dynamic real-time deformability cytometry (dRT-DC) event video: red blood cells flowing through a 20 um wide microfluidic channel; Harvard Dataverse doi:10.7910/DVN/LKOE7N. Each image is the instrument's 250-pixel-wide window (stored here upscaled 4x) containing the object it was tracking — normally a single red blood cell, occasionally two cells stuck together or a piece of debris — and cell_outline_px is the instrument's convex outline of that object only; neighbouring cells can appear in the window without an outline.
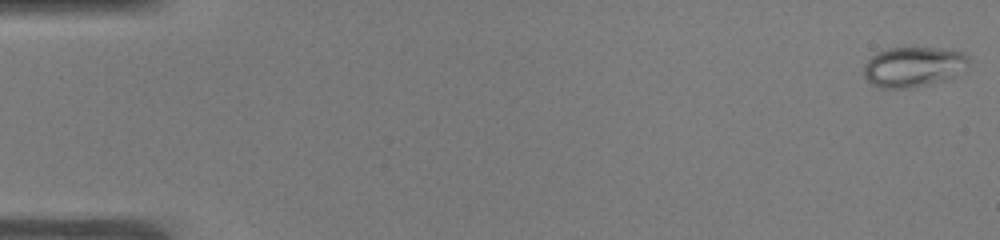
{"species": "common noctule bat (a hibernating species)", "species_latin": "Nyctalus noctula", "temperature_condition": "warm", "stored_images_in_passage": 52, "camera_frame_rate_fps": 3000, "um_per_image_px": 0.085, "animal": {"sex": "male", "body_mass_g": 19.0, "forearm_length_mm": 50.8}, "frame": {"image": 1, "passage_image": 1, "time_ms": 0.0, "image_size_px": [1000, 240], "cell_outline_px": [[968, 72], [948, 80], [912, 88], [880, 88], [872, 84], [864, 76], [864, 64], [876, 52], [888, 48], [952, 48], [964, 52], [968, 56]], "centroid_in_image_um": [77.73, 5.68], "position_along_channel_um": 7.3, "area_um2": 25.32}}
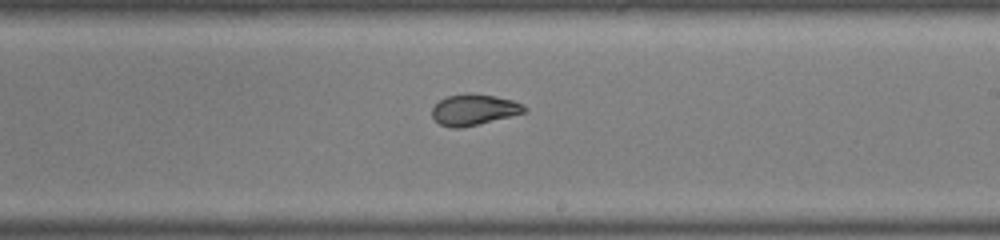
{"frame": {"image": 2, "passage_image": 31, "time_ms": 10.0, "image_size_px": [1000, 240], "cell_outline_px": [[528, 112], [460, 128], [452, 128], [440, 124], [432, 116], [432, 108], [440, 100], [448, 96], [468, 92], [496, 96], [512, 100], [524, 104], [528, 108]], "centroid_in_image_um": [40.32, 9.31], "position_along_channel_um": 248.7, "area_um2": 16.7}}
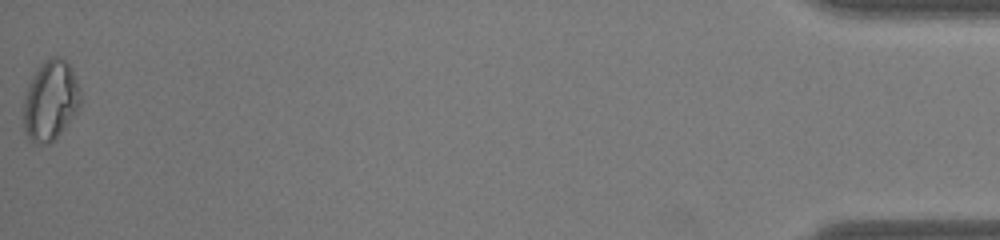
{"frame": {"image": 3, "passage_image": 52, "time_ms": 17.0, "image_size_px": [1000, 240], "cell_outline_px": [[80, 108], [56, 140], [48, 144], [36, 144], [28, 140], [24, 128], [24, 96], [28, 84], [36, 68], [48, 56], [60, 56], [68, 60], [72, 68], [80, 88]], "centroid_in_image_um": [4.3, 8.53], "position_along_channel_um": 430.9, "area_um2": 27.34}, "authors_computed_cell_mechanics": {"area_um2": 19.8254, "velocity_mm_per_s": 3.9349, "shape_relaxation_time_tau1_ms": 8.0578, "shape_relaxation_time_tau2_ms": 1.0516, "deformation_change_tau1": 0.1618, "deformation_change_tau2": 0.0653}}